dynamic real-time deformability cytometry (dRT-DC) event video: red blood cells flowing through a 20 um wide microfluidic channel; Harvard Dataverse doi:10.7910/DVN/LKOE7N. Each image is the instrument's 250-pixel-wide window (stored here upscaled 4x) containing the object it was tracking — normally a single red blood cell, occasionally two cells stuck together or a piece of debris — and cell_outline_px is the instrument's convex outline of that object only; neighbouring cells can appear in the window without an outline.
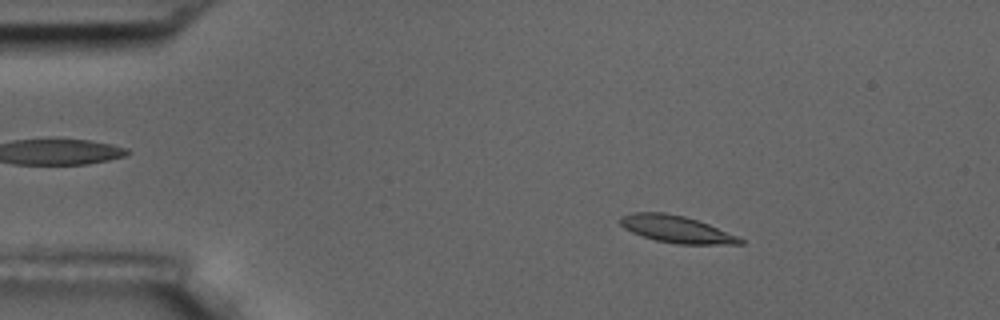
{"species": "common noctule bat (a hibernating species)", "species_latin": "Nyctalus noctula", "temperature_condition": "room temperature", "stored_images_in_passage": 4, "camera_frame_rate_fps": 3000, "um_per_image_px": 0.085, "animal": {"sex": "male", "body_mass_g": 17.5, "forearm_length_mm": 52.3}, "frame": {"image": 1, "passage_image": 2, "time_ms": 2.0, "image_size_px": [1000, 320], "cell_outline_px": [[744, 244], [680, 244], [656, 240], [632, 232], [624, 228], [620, 224], [620, 216], [632, 212], [664, 212], [684, 216], [708, 224], [736, 236], [744, 240]], "centroid_in_image_um": [57.46, 19.47], "position_along_channel_um": 27.5, "area_um2": 18.61}}